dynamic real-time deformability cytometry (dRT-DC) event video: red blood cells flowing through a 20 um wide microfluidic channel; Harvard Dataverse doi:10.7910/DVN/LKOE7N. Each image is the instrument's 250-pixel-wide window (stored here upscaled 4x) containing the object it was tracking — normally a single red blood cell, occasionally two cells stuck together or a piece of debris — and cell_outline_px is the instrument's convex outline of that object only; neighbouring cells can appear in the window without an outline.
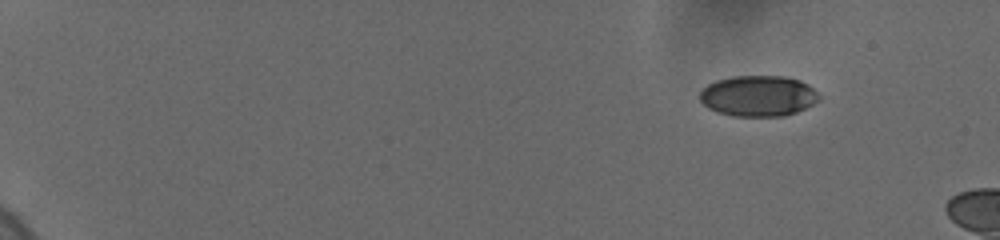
{"species": "human", "species_latin": "Homo sapiens", "temperature_condition": "cold", "stored_images_in_passage": 8, "camera_frame_rate_fps": 3000, "um_per_image_px": 0.085, "donor": {"sex": "female"}, "frame": {"image": 1, "passage_image": 2, "time_ms": 1.0, "image_size_px": [1000, 240], "cell_outline_px": [[820, 100], [796, 112], [784, 116], [732, 116], [716, 112], [708, 108], [700, 100], [700, 92], [708, 84], [716, 80], [732, 76], [788, 76], [800, 80], [808, 84], [820, 96]], "centroid_in_image_um": [64.45, 8.15], "position_along_channel_um": 20.6, "area_um2": 28.5}}
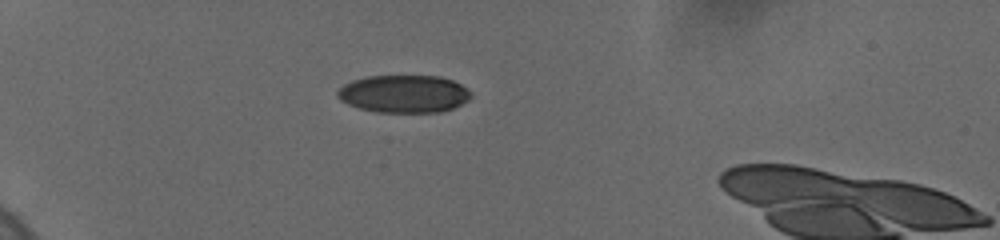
{"frame": {"image": 2, "passage_image": 6, "time_ms": 5.0, "image_size_px": [1000, 240], "cell_outline_px": [[472, 96], [468, 100], [452, 108], [440, 112], [376, 112], [360, 108], [348, 104], [340, 100], [336, 92], [344, 84], [352, 80], [368, 76], [440, 76], [452, 80], [460, 84], [472, 92]], "centroid_in_image_um": [34.33, 7.97], "position_along_channel_um": 50.7, "area_um2": 29.25}}
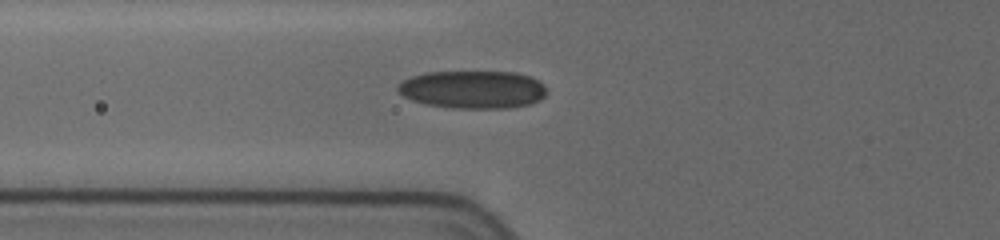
{"frame": {"image": 3, "passage_image": 8, "time_ms": 7.0, "image_size_px": [1000, 240], "cell_outline_px": [[548, 92], [540, 100], [528, 104], [508, 108], [452, 108], [424, 104], [412, 100], [404, 96], [396, 88], [396, 84], [412, 76], [428, 72], [516, 72], [532, 76], [544, 84]], "centroid_in_image_um": [40.21, 7.61], "position_along_channel_um": 85.6, "area_um2": 33.06}}